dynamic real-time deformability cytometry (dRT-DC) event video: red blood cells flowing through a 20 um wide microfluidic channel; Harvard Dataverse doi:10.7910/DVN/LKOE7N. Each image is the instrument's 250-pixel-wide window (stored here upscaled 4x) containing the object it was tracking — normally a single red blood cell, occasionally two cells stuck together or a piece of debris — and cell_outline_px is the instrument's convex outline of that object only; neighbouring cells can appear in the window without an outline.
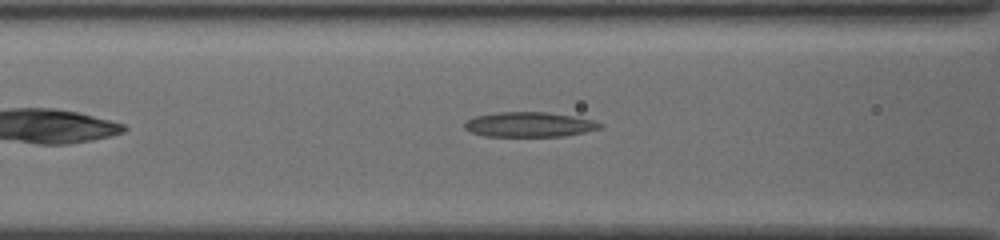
{"species": "common noctule bat (a hibernating species)", "species_latin": "Nyctalus noctula", "temperature_condition": "cold", "stored_images_in_passage": 29, "camera_frame_rate_fps": 3000, "um_per_image_px": 0.085, "animal": {"sex": "female", "body_mass_g": 19.5, "forearm_length_mm": 54.1}, "frame": {"image": 1, "passage_image": 8, "time_ms": 2.333, "image_size_px": [1000, 240], "cell_outline_px": [[600, 128], [584, 132], [560, 136], [488, 136], [472, 132], [464, 128], [464, 124], [468, 120], [476, 116], [500, 112], [548, 112], [572, 116], [592, 120], [600, 124]], "centroid_in_image_um": [44.96, 10.58], "position_along_channel_um": 121.6, "area_um2": 19.19}}
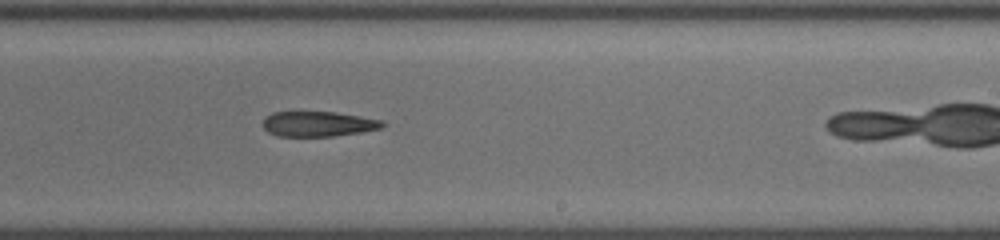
{"frame": {"image": 2, "passage_image": 19, "time_ms": 6.0, "image_size_px": [1000, 240], "cell_outline_px": [[384, 124], [380, 128], [360, 132], [332, 136], [276, 136], [268, 132], [264, 128], [264, 120], [272, 112], [336, 112], [380, 120]], "centroid_in_image_um": [27.0, 10.54], "position_along_channel_um": 262.0, "area_um2": 17.17}}
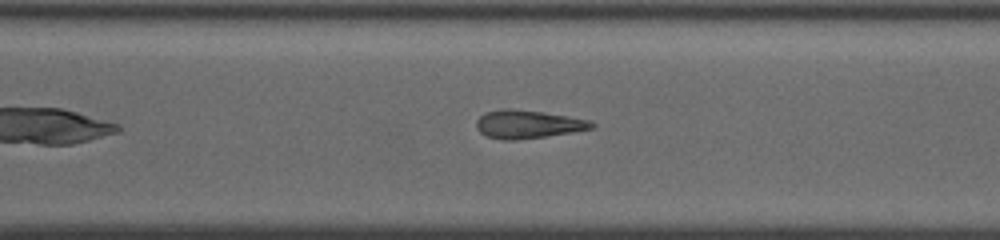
{"frame": {"image": 3, "passage_image": 24, "time_ms": 7.667, "image_size_px": [1000, 240], "cell_outline_px": [[596, 124], [592, 128], [572, 132], [516, 140], [504, 140], [488, 136], [480, 132], [476, 128], [476, 120], [484, 112], [504, 108], [512, 108], [544, 112], [592, 120]], "centroid_in_image_um": [44.86, 10.54], "position_along_channel_um": 325.7, "area_um2": 19.02}}